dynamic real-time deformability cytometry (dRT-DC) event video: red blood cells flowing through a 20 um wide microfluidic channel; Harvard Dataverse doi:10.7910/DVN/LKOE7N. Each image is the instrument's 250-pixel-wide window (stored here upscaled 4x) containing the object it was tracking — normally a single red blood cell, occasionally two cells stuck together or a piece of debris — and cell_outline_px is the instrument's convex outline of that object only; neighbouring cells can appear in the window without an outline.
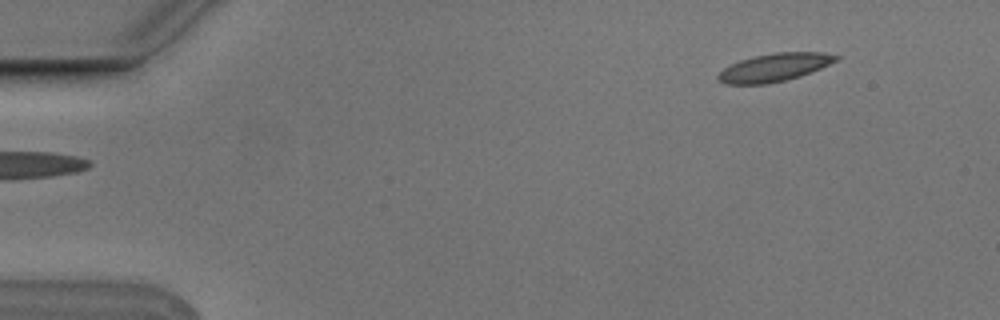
{"species": "Egyptian fruit bat (a non-hibernating species)", "species_latin": "Rousettus aegyptiacus", "temperature_condition": "cold", "stored_images_in_passage": 6, "segment_of_instrument_passage": [2, 2], "camera_frame_rate_fps": 3000, "um_per_image_px": 0.085, "animal": {"sex": "male"}, "frame": {"image": 1, "passage_image": 6, "time_ms": 1.667, "image_size_px": [1000, 320], "cell_outline_px": [[840, 56], [836, 60], [820, 68], [800, 76], [768, 84], [724, 84], [716, 80], [716, 76], [728, 64], [752, 56], [776, 52], [824, 52]], "centroid_in_image_um": [65.75, 5.73], "position_along_channel_um": 19.2, "area_um2": 19.31}}